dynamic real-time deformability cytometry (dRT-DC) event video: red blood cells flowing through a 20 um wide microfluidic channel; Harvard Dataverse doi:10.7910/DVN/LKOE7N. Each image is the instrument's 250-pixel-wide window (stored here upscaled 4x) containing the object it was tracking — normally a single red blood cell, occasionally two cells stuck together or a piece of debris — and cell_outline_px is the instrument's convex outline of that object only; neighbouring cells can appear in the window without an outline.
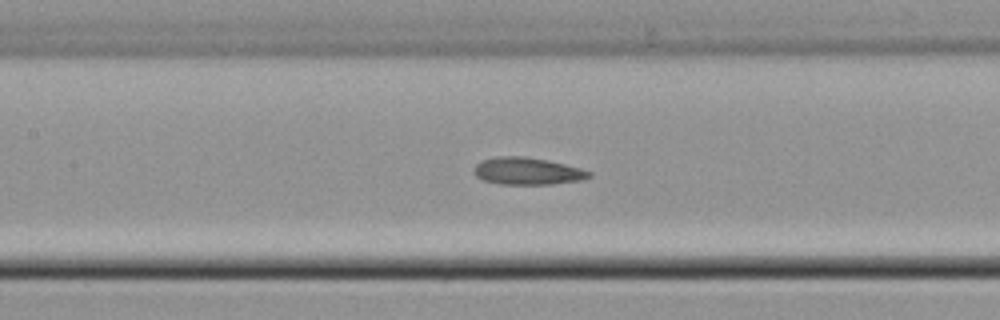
{"species": "common noctule bat (a hibernating species)", "species_latin": "Nyctalus noctula", "temperature_condition": "cold", "stored_images_in_passage": 39, "camera_frame_rate_fps": 3000, "um_per_image_px": 0.085, "animal": {"sex": "male", "body_mass_g": 21.5, "forearm_length_mm": 52.0}, "frame": {"image": 1, "passage_image": 23, "time_ms": 7.333, "image_size_px": [1000, 320], "cell_outline_px": [[592, 176], [580, 180], [552, 184], [500, 184], [484, 180], [476, 176], [476, 164], [484, 160], [496, 156], [524, 156], [548, 160], [580, 168], [592, 172]], "centroid_in_image_um": [44.86, 14.54], "position_along_channel_um": 162.5, "area_um2": 18.03}}